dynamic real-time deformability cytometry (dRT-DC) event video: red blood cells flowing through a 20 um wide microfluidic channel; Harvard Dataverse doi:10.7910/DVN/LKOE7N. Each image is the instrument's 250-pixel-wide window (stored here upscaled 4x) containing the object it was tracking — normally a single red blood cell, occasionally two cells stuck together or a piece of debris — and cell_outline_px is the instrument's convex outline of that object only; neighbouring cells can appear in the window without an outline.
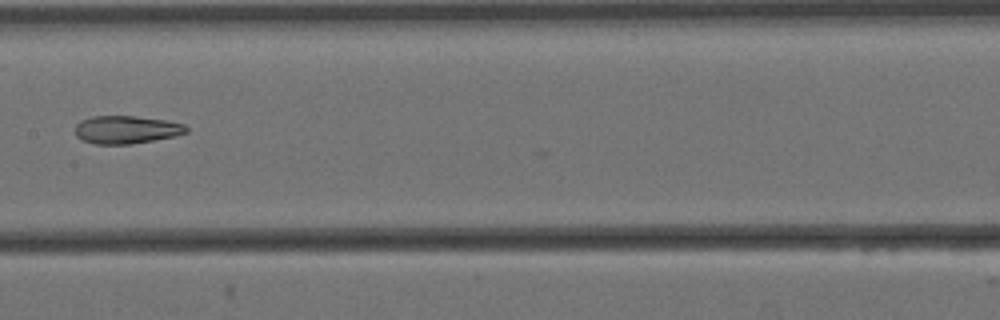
{"species": "Egyptian fruit bat (a non-hibernating species)", "species_latin": "Rousettus aegyptiacus", "temperature_condition": "cold", "stored_images_in_passage": 8, "camera_frame_rate_fps": 3000, "um_per_image_px": 0.085, "animal": {"sex": "female"}, "frame": {"image": 1, "passage_image": 8, "time_ms": 2.333, "image_size_px": [1000, 320], "cell_outline_px": [[188, 132], [176, 136], [132, 144], [96, 144], [84, 140], [76, 136], [76, 124], [80, 120], [92, 116], [136, 116], [168, 120], [184, 124], [188, 128]], "centroid_in_image_um": [10.77, 11.01], "position_along_channel_um": 196.6, "area_um2": 18.21}}